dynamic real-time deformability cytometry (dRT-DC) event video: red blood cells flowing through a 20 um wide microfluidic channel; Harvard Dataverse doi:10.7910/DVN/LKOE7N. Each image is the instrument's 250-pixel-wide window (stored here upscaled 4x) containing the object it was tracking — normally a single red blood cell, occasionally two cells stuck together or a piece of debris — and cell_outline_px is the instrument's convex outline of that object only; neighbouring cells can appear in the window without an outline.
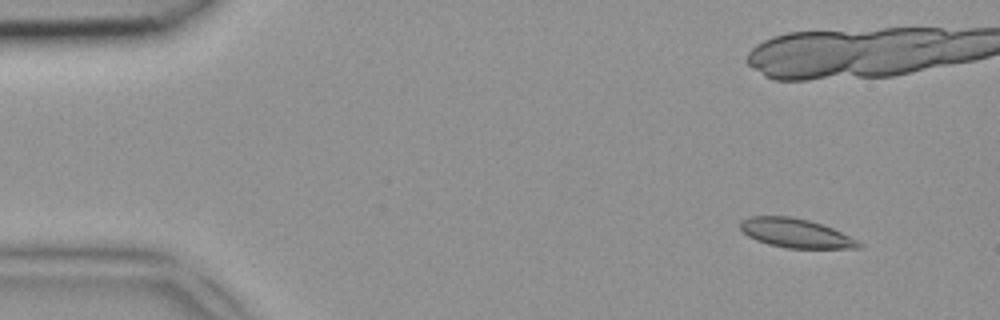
{"species": "common noctule bat (a hibernating species)", "species_latin": "Nyctalus noctula", "temperature_condition": "room temperature", "stored_images_in_passage": 7, "camera_frame_rate_fps": 3000, "um_per_image_px": 0.085, "animal": {"sex": "female", "body_mass_g": 18.4}, "frame": {"image": 1, "passage_image": 1, "time_ms": 0.0, "image_size_px": [1000, 320], "cell_outline_px": [[864, 244], [860, 248], [788, 248], [768, 244], [756, 240], [748, 236], [740, 228], [740, 220], [748, 216], [792, 216], [808, 220], [832, 228]], "centroid_in_image_um": [67.59, 19.81], "position_along_channel_um": 17.4, "area_um2": 19.94}}